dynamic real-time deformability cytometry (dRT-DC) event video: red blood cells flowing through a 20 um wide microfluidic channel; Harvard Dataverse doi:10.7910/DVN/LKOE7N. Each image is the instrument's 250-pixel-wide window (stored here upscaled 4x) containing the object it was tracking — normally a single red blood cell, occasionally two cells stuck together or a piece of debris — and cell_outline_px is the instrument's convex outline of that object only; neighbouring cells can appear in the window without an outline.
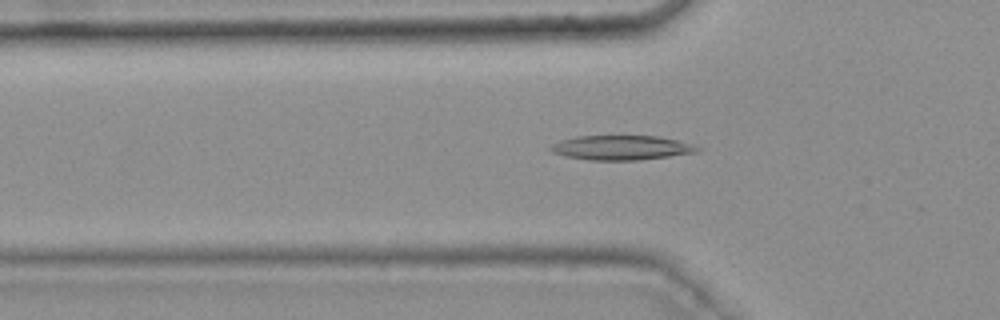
{"species": "common noctule bat (a hibernating species)", "species_latin": "Nyctalus noctula", "temperature_condition": "warm", "stored_images_in_passage": 48, "camera_frame_rate_fps": 3000, "um_per_image_px": 0.085, "animal": {"sex": "female", "body_mass_g": 25.1}, "frame": {"image": 1, "passage_image": 18, "time_ms": 5.667, "image_size_px": [1000, 320], "cell_outline_px": [[700, 148], [696, 152], [640, 160], [592, 160], [564, 156], [552, 152], [548, 148], [552, 144], [560, 140], [576, 136], [656, 136], [676, 140], [692, 144]], "centroid_in_image_um": [52.76, 12.55], "position_along_channel_um": 73.0, "area_um2": 20.81}}
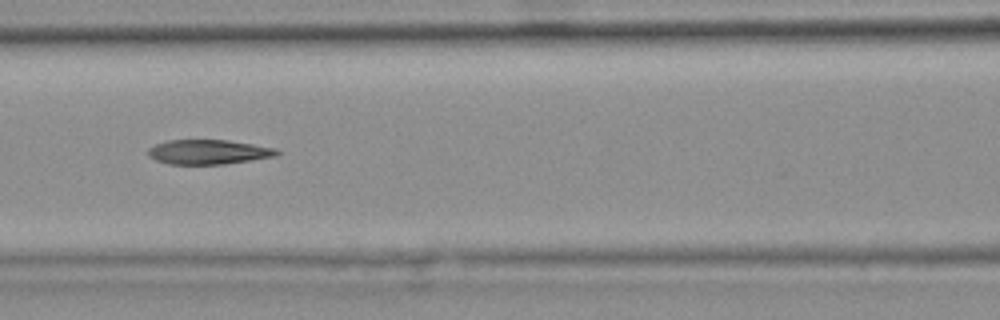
{"frame": {"image": 2, "passage_image": 24, "time_ms": 7.667, "image_size_px": [1000, 320], "cell_outline_px": [[280, 152], [276, 156], [252, 160], [224, 164], [168, 164], [156, 160], [148, 156], [148, 148], [156, 144], [168, 140], [228, 140], [276, 148]], "centroid_in_image_um": [17.71, 12.92], "position_along_channel_um": 148.9, "area_um2": 18.44}}
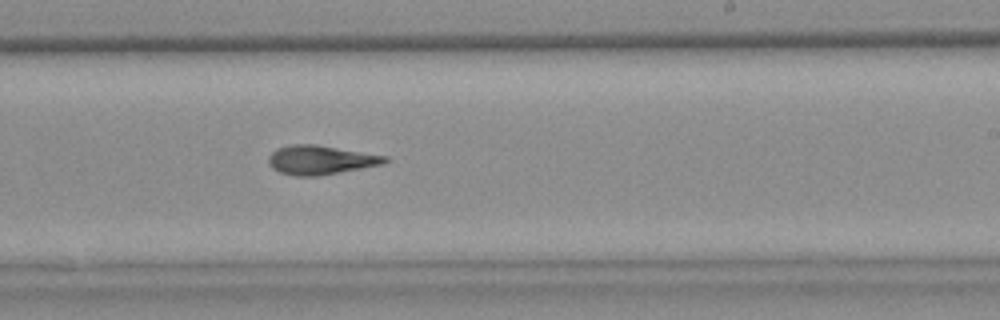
{"frame": {"image": 3, "passage_image": 33, "time_ms": 10.667, "image_size_px": [1000, 320], "cell_outline_px": [[388, 160], [384, 164], [320, 176], [296, 176], [280, 172], [272, 168], [268, 164], [268, 156], [276, 148], [292, 144], [316, 144], [388, 156]], "centroid_in_image_um": [27.24, 13.59], "position_along_channel_um": 261.8, "area_um2": 19.88}, "authors_computed_cell_mechanics": {"area_um2": 19.5942, "velocity_mm_per_s": 3.7707, "shape_relaxation_time_tau1_ms": null, "shape_relaxation_time_tau2_ms": 5.2474, "deformation_change_tau1": null, "deformation_change_tau2": 0.1623}}